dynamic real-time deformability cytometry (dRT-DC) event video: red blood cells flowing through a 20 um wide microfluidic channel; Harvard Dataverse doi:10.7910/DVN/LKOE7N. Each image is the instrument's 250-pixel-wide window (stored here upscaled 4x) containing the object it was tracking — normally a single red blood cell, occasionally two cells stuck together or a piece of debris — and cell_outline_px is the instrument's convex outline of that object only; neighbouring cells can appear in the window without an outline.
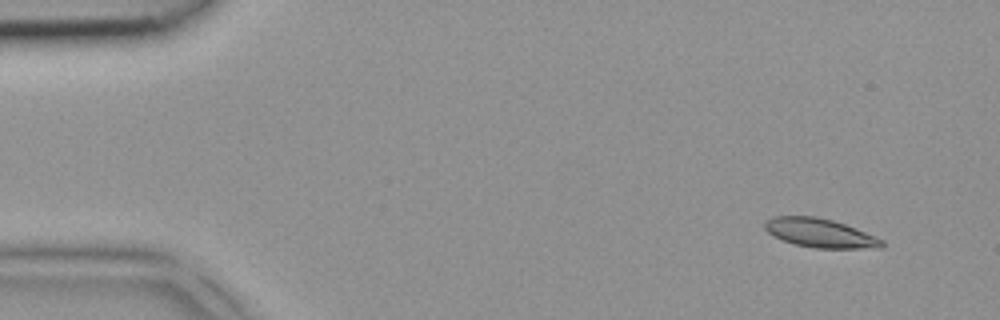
{"species": "common noctule bat (a hibernating species)", "species_latin": "Nyctalus noctula", "temperature_condition": "room temperature", "stored_images_in_passage": 3, "segment_of_instrument_passage": [2, 2], "camera_frame_rate_fps": 3000, "um_per_image_px": 0.085, "animal": {"sex": "female", "body_mass_g": 18.4}, "frame": {"image": 1, "passage_image": 3, "time_ms": 0.667, "image_size_px": [1000, 320], "cell_outline_px": [[884, 248], [816, 248], [796, 244], [772, 236], [764, 228], [764, 220], [772, 216], [816, 216], [832, 220], [856, 228], [876, 236], [884, 240]], "centroid_in_image_um": [69.7, 19.8], "position_along_channel_um": 15.3, "area_um2": 19.83}}